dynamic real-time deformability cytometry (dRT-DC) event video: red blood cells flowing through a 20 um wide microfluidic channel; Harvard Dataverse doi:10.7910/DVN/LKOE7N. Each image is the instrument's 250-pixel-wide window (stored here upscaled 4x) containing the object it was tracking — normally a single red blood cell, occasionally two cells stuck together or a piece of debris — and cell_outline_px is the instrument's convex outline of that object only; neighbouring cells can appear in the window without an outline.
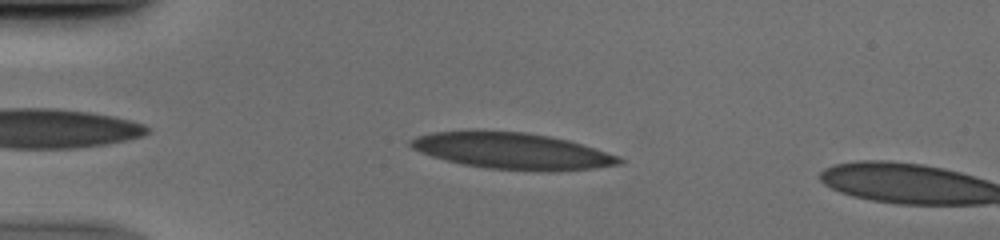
{"species": "human", "species_latin": "Homo sapiens", "temperature_condition": "cold", "stored_images_in_passage": 39, "camera_frame_rate_fps": 3000, "um_per_image_px": 0.085, "donor": {"sex": "male"}, "frame": {"image": 1, "passage_image": 5, "time_ms": 1.333, "image_size_px": [1000, 240], "cell_outline_px": [[624, 164], [596, 168], [488, 168], [464, 164], [432, 156], [420, 152], [412, 148], [408, 144], [408, 140], [416, 136], [432, 132], [524, 132], [548, 136], [568, 140], [620, 156], [624, 160]], "centroid_in_image_um": [43.51, 12.8], "position_along_channel_um": 41.5, "area_um2": 42.14}}
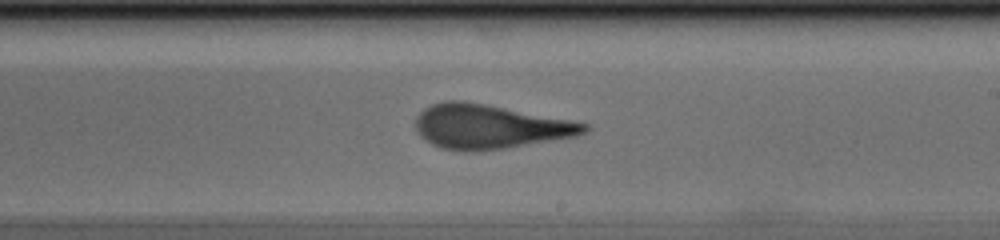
{"frame": {"image": 2, "passage_image": 23, "time_ms": 7.333, "image_size_px": [1000, 240], "cell_outline_px": [[592, 128], [588, 132], [576, 136], [504, 148], [440, 148], [432, 144], [420, 136], [416, 128], [416, 116], [424, 108], [432, 104], [444, 100], [464, 100], [568, 120], [588, 124]], "centroid_in_image_um": [41.61, 10.72], "position_along_channel_um": 247.4, "area_um2": 42.25}}
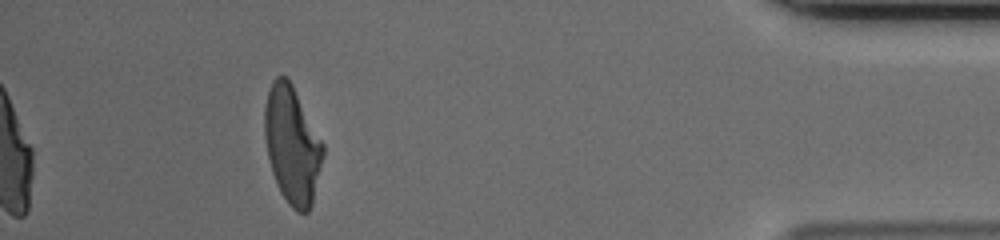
{"frame": {"image": 3, "passage_image": 39, "time_ms": 12.667, "image_size_px": [1000, 240], "cell_outline_px": [[324, 156], [312, 204], [308, 212], [296, 212], [288, 204], [280, 192], [276, 184], [272, 172], [268, 156], [264, 136], [264, 108], [268, 92], [272, 80], [276, 76], [288, 76], [324, 144]], "centroid_in_image_um": [24.83, 12.32], "position_along_channel_um": 410.4, "area_um2": 40.17}}